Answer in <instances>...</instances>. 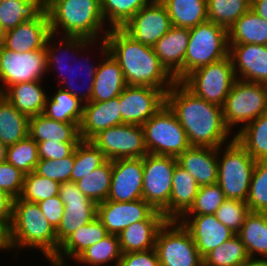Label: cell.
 I'll return each mask as SVG.
<instances>
[{"label":"cell","mask_w":267,"mask_h":266,"mask_svg":"<svg viewBox=\"0 0 267 266\" xmlns=\"http://www.w3.org/2000/svg\"><path fill=\"white\" fill-rule=\"evenodd\" d=\"M166 104L184 128L191 147L219 148L235 138L224 122L222 107L196 96L181 81L166 92Z\"/></svg>","instance_id":"obj_1"},{"label":"cell","mask_w":267,"mask_h":266,"mask_svg":"<svg viewBox=\"0 0 267 266\" xmlns=\"http://www.w3.org/2000/svg\"><path fill=\"white\" fill-rule=\"evenodd\" d=\"M105 41L108 52L119 63L127 85L150 86L166 94L176 82L153 47L136 41L122 28H110Z\"/></svg>","instance_id":"obj_2"},{"label":"cell","mask_w":267,"mask_h":266,"mask_svg":"<svg viewBox=\"0 0 267 266\" xmlns=\"http://www.w3.org/2000/svg\"><path fill=\"white\" fill-rule=\"evenodd\" d=\"M43 8L48 14L51 33L56 36L97 41L105 39L110 29L103 27L106 22L100 0H43ZM60 28L63 32L59 31Z\"/></svg>","instance_id":"obj_3"},{"label":"cell","mask_w":267,"mask_h":266,"mask_svg":"<svg viewBox=\"0 0 267 266\" xmlns=\"http://www.w3.org/2000/svg\"><path fill=\"white\" fill-rule=\"evenodd\" d=\"M10 248L14 251L38 249L45 258H53L60 247L56 230L43 215L37 203L14 199ZM18 249V250H17Z\"/></svg>","instance_id":"obj_4"},{"label":"cell","mask_w":267,"mask_h":266,"mask_svg":"<svg viewBox=\"0 0 267 266\" xmlns=\"http://www.w3.org/2000/svg\"><path fill=\"white\" fill-rule=\"evenodd\" d=\"M255 164L256 161L235 138L225 147L218 148L217 184L226 199L247 201Z\"/></svg>","instance_id":"obj_5"},{"label":"cell","mask_w":267,"mask_h":266,"mask_svg":"<svg viewBox=\"0 0 267 266\" xmlns=\"http://www.w3.org/2000/svg\"><path fill=\"white\" fill-rule=\"evenodd\" d=\"M189 43L184 58V78L193 70L228 56V30L212 21L189 29Z\"/></svg>","instance_id":"obj_6"},{"label":"cell","mask_w":267,"mask_h":266,"mask_svg":"<svg viewBox=\"0 0 267 266\" xmlns=\"http://www.w3.org/2000/svg\"><path fill=\"white\" fill-rule=\"evenodd\" d=\"M222 109L224 122L231 132L240 125L236 135L249 122L267 112V85L236 79Z\"/></svg>","instance_id":"obj_7"},{"label":"cell","mask_w":267,"mask_h":266,"mask_svg":"<svg viewBox=\"0 0 267 266\" xmlns=\"http://www.w3.org/2000/svg\"><path fill=\"white\" fill-rule=\"evenodd\" d=\"M148 153L178 157L191 146L174 112L164 104L143 125Z\"/></svg>","instance_id":"obj_8"},{"label":"cell","mask_w":267,"mask_h":266,"mask_svg":"<svg viewBox=\"0 0 267 266\" xmlns=\"http://www.w3.org/2000/svg\"><path fill=\"white\" fill-rule=\"evenodd\" d=\"M235 81L234 68L228 55L193 70L181 82L196 96L222 107Z\"/></svg>","instance_id":"obj_9"},{"label":"cell","mask_w":267,"mask_h":266,"mask_svg":"<svg viewBox=\"0 0 267 266\" xmlns=\"http://www.w3.org/2000/svg\"><path fill=\"white\" fill-rule=\"evenodd\" d=\"M155 250L160 266H203L195 242L179 220H167L160 228Z\"/></svg>","instance_id":"obj_10"},{"label":"cell","mask_w":267,"mask_h":266,"mask_svg":"<svg viewBox=\"0 0 267 266\" xmlns=\"http://www.w3.org/2000/svg\"><path fill=\"white\" fill-rule=\"evenodd\" d=\"M177 164L173 156L148 153L143 157L142 199L156 211L162 212L169 204Z\"/></svg>","instance_id":"obj_11"},{"label":"cell","mask_w":267,"mask_h":266,"mask_svg":"<svg viewBox=\"0 0 267 266\" xmlns=\"http://www.w3.org/2000/svg\"><path fill=\"white\" fill-rule=\"evenodd\" d=\"M46 72L45 47L25 53L15 52L4 46L0 48V93L17 83L43 80Z\"/></svg>","instance_id":"obj_12"},{"label":"cell","mask_w":267,"mask_h":266,"mask_svg":"<svg viewBox=\"0 0 267 266\" xmlns=\"http://www.w3.org/2000/svg\"><path fill=\"white\" fill-rule=\"evenodd\" d=\"M90 141L107 160L143 158L148 154L142 125L122 124L109 127Z\"/></svg>","instance_id":"obj_13"},{"label":"cell","mask_w":267,"mask_h":266,"mask_svg":"<svg viewBox=\"0 0 267 266\" xmlns=\"http://www.w3.org/2000/svg\"><path fill=\"white\" fill-rule=\"evenodd\" d=\"M97 219L108 234L118 235L132 223L142 220H168L162 212L154 210L144 199L132 202L106 200L97 204Z\"/></svg>","instance_id":"obj_14"},{"label":"cell","mask_w":267,"mask_h":266,"mask_svg":"<svg viewBox=\"0 0 267 266\" xmlns=\"http://www.w3.org/2000/svg\"><path fill=\"white\" fill-rule=\"evenodd\" d=\"M59 196L65 211L56 229L57 240L61 244L71 233L97 217V204L81 193L72 181L60 183Z\"/></svg>","instance_id":"obj_15"},{"label":"cell","mask_w":267,"mask_h":266,"mask_svg":"<svg viewBox=\"0 0 267 266\" xmlns=\"http://www.w3.org/2000/svg\"><path fill=\"white\" fill-rule=\"evenodd\" d=\"M119 102L122 124L143 125L166 104V94L150 86L127 85Z\"/></svg>","instance_id":"obj_16"},{"label":"cell","mask_w":267,"mask_h":266,"mask_svg":"<svg viewBox=\"0 0 267 266\" xmlns=\"http://www.w3.org/2000/svg\"><path fill=\"white\" fill-rule=\"evenodd\" d=\"M171 26L165 5L160 0H153L121 28L136 41L153 47L170 30Z\"/></svg>","instance_id":"obj_17"},{"label":"cell","mask_w":267,"mask_h":266,"mask_svg":"<svg viewBox=\"0 0 267 266\" xmlns=\"http://www.w3.org/2000/svg\"><path fill=\"white\" fill-rule=\"evenodd\" d=\"M143 158L112 161L111 187L107 200L132 202L142 199Z\"/></svg>","instance_id":"obj_18"},{"label":"cell","mask_w":267,"mask_h":266,"mask_svg":"<svg viewBox=\"0 0 267 266\" xmlns=\"http://www.w3.org/2000/svg\"><path fill=\"white\" fill-rule=\"evenodd\" d=\"M50 34L48 14L42 7L29 20L5 31L3 46L18 53L39 50L45 47Z\"/></svg>","instance_id":"obj_19"},{"label":"cell","mask_w":267,"mask_h":266,"mask_svg":"<svg viewBox=\"0 0 267 266\" xmlns=\"http://www.w3.org/2000/svg\"><path fill=\"white\" fill-rule=\"evenodd\" d=\"M236 79L267 85V46L229 44Z\"/></svg>","instance_id":"obj_20"},{"label":"cell","mask_w":267,"mask_h":266,"mask_svg":"<svg viewBox=\"0 0 267 266\" xmlns=\"http://www.w3.org/2000/svg\"><path fill=\"white\" fill-rule=\"evenodd\" d=\"M179 221L189 231L202 258L235 235L215 214L183 215Z\"/></svg>","instance_id":"obj_21"},{"label":"cell","mask_w":267,"mask_h":266,"mask_svg":"<svg viewBox=\"0 0 267 266\" xmlns=\"http://www.w3.org/2000/svg\"><path fill=\"white\" fill-rule=\"evenodd\" d=\"M98 61L94 77L92 101L103 102L119 96L127 86L119 63L110 55L105 39H101Z\"/></svg>","instance_id":"obj_22"},{"label":"cell","mask_w":267,"mask_h":266,"mask_svg":"<svg viewBox=\"0 0 267 266\" xmlns=\"http://www.w3.org/2000/svg\"><path fill=\"white\" fill-rule=\"evenodd\" d=\"M118 125H122L119 96L108 101H91L83 104L79 124L81 140L90 141L100 131Z\"/></svg>","instance_id":"obj_23"},{"label":"cell","mask_w":267,"mask_h":266,"mask_svg":"<svg viewBox=\"0 0 267 266\" xmlns=\"http://www.w3.org/2000/svg\"><path fill=\"white\" fill-rule=\"evenodd\" d=\"M189 38L188 28L172 25L153 46L156 56L176 81L184 79V58Z\"/></svg>","instance_id":"obj_24"},{"label":"cell","mask_w":267,"mask_h":266,"mask_svg":"<svg viewBox=\"0 0 267 266\" xmlns=\"http://www.w3.org/2000/svg\"><path fill=\"white\" fill-rule=\"evenodd\" d=\"M177 162L199 186L218 181V148L190 147L177 157Z\"/></svg>","instance_id":"obj_25"},{"label":"cell","mask_w":267,"mask_h":266,"mask_svg":"<svg viewBox=\"0 0 267 266\" xmlns=\"http://www.w3.org/2000/svg\"><path fill=\"white\" fill-rule=\"evenodd\" d=\"M199 187L194 177L177 164L173 172L169 204L162 214L168 220H179L193 205Z\"/></svg>","instance_id":"obj_26"},{"label":"cell","mask_w":267,"mask_h":266,"mask_svg":"<svg viewBox=\"0 0 267 266\" xmlns=\"http://www.w3.org/2000/svg\"><path fill=\"white\" fill-rule=\"evenodd\" d=\"M42 81L44 80L11 85L1 95L28 117L43 114L48 95L41 86Z\"/></svg>","instance_id":"obj_27"},{"label":"cell","mask_w":267,"mask_h":266,"mask_svg":"<svg viewBox=\"0 0 267 266\" xmlns=\"http://www.w3.org/2000/svg\"><path fill=\"white\" fill-rule=\"evenodd\" d=\"M28 135L36 142L58 141L79 143L81 141L78 123L56 121L44 114L29 117Z\"/></svg>","instance_id":"obj_28"},{"label":"cell","mask_w":267,"mask_h":266,"mask_svg":"<svg viewBox=\"0 0 267 266\" xmlns=\"http://www.w3.org/2000/svg\"><path fill=\"white\" fill-rule=\"evenodd\" d=\"M106 235H108L106 228L96 217L91 223L85 224L71 233L60 244L53 259L61 262H67L69 258L75 260L85 249L99 242Z\"/></svg>","instance_id":"obj_29"},{"label":"cell","mask_w":267,"mask_h":266,"mask_svg":"<svg viewBox=\"0 0 267 266\" xmlns=\"http://www.w3.org/2000/svg\"><path fill=\"white\" fill-rule=\"evenodd\" d=\"M166 221L142 220L127 226L118 234L122 253L154 249L157 234Z\"/></svg>","instance_id":"obj_30"},{"label":"cell","mask_w":267,"mask_h":266,"mask_svg":"<svg viewBox=\"0 0 267 266\" xmlns=\"http://www.w3.org/2000/svg\"><path fill=\"white\" fill-rule=\"evenodd\" d=\"M250 259L267 260V213L250 211L237 233ZM260 255V258L259 256ZM258 256V258H257Z\"/></svg>","instance_id":"obj_31"},{"label":"cell","mask_w":267,"mask_h":266,"mask_svg":"<svg viewBox=\"0 0 267 266\" xmlns=\"http://www.w3.org/2000/svg\"><path fill=\"white\" fill-rule=\"evenodd\" d=\"M228 44L267 46V21L250 8L228 29Z\"/></svg>","instance_id":"obj_32"},{"label":"cell","mask_w":267,"mask_h":266,"mask_svg":"<svg viewBox=\"0 0 267 266\" xmlns=\"http://www.w3.org/2000/svg\"><path fill=\"white\" fill-rule=\"evenodd\" d=\"M28 132L29 117L0 94V141L10 146L26 138Z\"/></svg>","instance_id":"obj_33"},{"label":"cell","mask_w":267,"mask_h":266,"mask_svg":"<svg viewBox=\"0 0 267 266\" xmlns=\"http://www.w3.org/2000/svg\"><path fill=\"white\" fill-rule=\"evenodd\" d=\"M166 7L171 25L193 28L208 20L206 0H160Z\"/></svg>","instance_id":"obj_34"},{"label":"cell","mask_w":267,"mask_h":266,"mask_svg":"<svg viewBox=\"0 0 267 266\" xmlns=\"http://www.w3.org/2000/svg\"><path fill=\"white\" fill-rule=\"evenodd\" d=\"M82 112L83 103L68 91L58 87L52 97L48 94L43 114L56 121L80 124Z\"/></svg>","instance_id":"obj_35"},{"label":"cell","mask_w":267,"mask_h":266,"mask_svg":"<svg viewBox=\"0 0 267 266\" xmlns=\"http://www.w3.org/2000/svg\"><path fill=\"white\" fill-rule=\"evenodd\" d=\"M235 139L255 160H267V112L249 122Z\"/></svg>","instance_id":"obj_36"},{"label":"cell","mask_w":267,"mask_h":266,"mask_svg":"<svg viewBox=\"0 0 267 266\" xmlns=\"http://www.w3.org/2000/svg\"><path fill=\"white\" fill-rule=\"evenodd\" d=\"M121 256L118 235L108 234L85 249L74 261L84 266H109L107 263L116 261L114 266H119Z\"/></svg>","instance_id":"obj_37"},{"label":"cell","mask_w":267,"mask_h":266,"mask_svg":"<svg viewBox=\"0 0 267 266\" xmlns=\"http://www.w3.org/2000/svg\"><path fill=\"white\" fill-rule=\"evenodd\" d=\"M112 160H106L101 166L75 182L78 189L96 204L107 200L111 187Z\"/></svg>","instance_id":"obj_38"},{"label":"cell","mask_w":267,"mask_h":266,"mask_svg":"<svg viewBox=\"0 0 267 266\" xmlns=\"http://www.w3.org/2000/svg\"><path fill=\"white\" fill-rule=\"evenodd\" d=\"M55 36H56L55 34L51 33L49 35L47 42H46V45H45L46 53H47V68L68 66L66 63L68 61V58L66 59L65 55H67L69 53L74 55L73 52L76 55L77 54L79 55V53L81 55V52H86V49L89 50L92 45L95 47V45L97 44L96 42H98V40L97 41H90V40L80 38V37H70V36H62L61 37L59 35L57 36V39H59V40L56 41ZM53 38L55 39V43L57 42L58 44L57 43L55 44L53 41H51ZM51 42H53V43H51ZM52 44H54V45H52ZM66 50H67V54H65V55L62 54V53H65ZM58 51L60 52V54H58L59 53ZM68 51H69V53H68ZM63 60H64V62H63Z\"/></svg>","instance_id":"obj_39"},{"label":"cell","mask_w":267,"mask_h":266,"mask_svg":"<svg viewBox=\"0 0 267 266\" xmlns=\"http://www.w3.org/2000/svg\"><path fill=\"white\" fill-rule=\"evenodd\" d=\"M249 260L244 243L235 234L210 251L203 258V266H240Z\"/></svg>","instance_id":"obj_40"},{"label":"cell","mask_w":267,"mask_h":266,"mask_svg":"<svg viewBox=\"0 0 267 266\" xmlns=\"http://www.w3.org/2000/svg\"><path fill=\"white\" fill-rule=\"evenodd\" d=\"M43 7V0H4L0 3V25L5 31L29 20Z\"/></svg>","instance_id":"obj_41"},{"label":"cell","mask_w":267,"mask_h":266,"mask_svg":"<svg viewBox=\"0 0 267 266\" xmlns=\"http://www.w3.org/2000/svg\"><path fill=\"white\" fill-rule=\"evenodd\" d=\"M208 20L227 30L251 8V0H206Z\"/></svg>","instance_id":"obj_42"},{"label":"cell","mask_w":267,"mask_h":266,"mask_svg":"<svg viewBox=\"0 0 267 266\" xmlns=\"http://www.w3.org/2000/svg\"><path fill=\"white\" fill-rule=\"evenodd\" d=\"M153 0H100L103 19L109 28H121Z\"/></svg>","instance_id":"obj_43"},{"label":"cell","mask_w":267,"mask_h":266,"mask_svg":"<svg viewBox=\"0 0 267 266\" xmlns=\"http://www.w3.org/2000/svg\"><path fill=\"white\" fill-rule=\"evenodd\" d=\"M105 155L91 141L81 140L75 148V163L71 181L77 182L106 161Z\"/></svg>","instance_id":"obj_44"},{"label":"cell","mask_w":267,"mask_h":266,"mask_svg":"<svg viewBox=\"0 0 267 266\" xmlns=\"http://www.w3.org/2000/svg\"><path fill=\"white\" fill-rule=\"evenodd\" d=\"M6 161L18 168L25 175L35 171L38 157V145L28 135L19 142L7 146Z\"/></svg>","instance_id":"obj_45"},{"label":"cell","mask_w":267,"mask_h":266,"mask_svg":"<svg viewBox=\"0 0 267 266\" xmlns=\"http://www.w3.org/2000/svg\"><path fill=\"white\" fill-rule=\"evenodd\" d=\"M60 183L40 176L35 171L25 175L20 199L38 203L59 195Z\"/></svg>","instance_id":"obj_46"},{"label":"cell","mask_w":267,"mask_h":266,"mask_svg":"<svg viewBox=\"0 0 267 266\" xmlns=\"http://www.w3.org/2000/svg\"><path fill=\"white\" fill-rule=\"evenodd\" d=\"M246 203L250 211L267 213V160L256 161Z\"/></svg>","instance_id":"obj_47"},{"label":"cell","mask_w":267,"mask_h":266,"mask_svg":"<svg viewBox=\"0 0 267 266\" xmlns=\"http://www.w3.org/2000/svg\"><path fill=\"white\" fill-rule=\"evenodd\" d=\"M86 61V60H85ZM88 62V61H87ZM84 63H86V62H84ZM86 64H88V63H86ZM81 65H83V64H81ZM97 66H98V64L97 65H90V63L88 64V65H86V66H84L83 67V69H85L86 71V75H88V81L87 82H89L87 85H88V87H83V88H87V90H86V92H85V90H82L83 92H81V90L80 89H78V86L75 88V84H74V80L75 79H77V77H78V75H77V73H78V71H74V69H72V70H70V68H65V66L64 67H51V68H47V71H55L56 70V72H57V74L59 73V84H58V87L59 88H61V89H63V90H65V91H68L70 94H72L74 97H77L80 101H81V103H83V104H86V103H88V102H91L92 101V91H93V83H94V77H95V75H96V69H97ZM69 67V66H68ZM80 68H81V66H79ZM78 67V70L80 69ZM53 69V70H52ZM64 70V71H63ZM65 71H67L68 73H66L65 75H67V74H69L70 75V73L72 74V76H73V78H74V80L73 79H71V77L70 78H67V77H65L64 75H63V72L65 73ZM80 71V70H79ZM77 72V73H76ZM75 73V74H74ZM80 73V72H79ZM64 76V77H63ZM69 77V76H68ZM81 77V76H80ZM79 78V77H78ZM85 78H86V76H85ZM73 81V82H72ZM87 82H85L84 84H85V86H87L86 85V83ZM83 83V82H82ZM60 84H61V86H60ZM82 88V87H81Z\"/></svg>","instance_id":"obj_48"},{"label":"cell","mask_w":267,"mask_h":266,"mask_svg":"<svg viewBox=\"0 0 267 266\" xmlns=\"http://www.w3.org/2000/svg\"><path fill=\"white\" fill-rule=\"evenodd\" d=\"M225 200L224 192L217 183L200 186L193 205L184 215L215 214Z\"/></svg>","instance_id":"obj_49"},{"label":"cell","mask_w":267,"mask_h":266,"mask_svg":"<svg viewBox=\"0 0 267 266\" xmlns=\"http://www.w3.org/2000/svg\"><path fill=\"white\" fill-rule=\"evenodd\" d=\"M75 163V151L59 160L39 159L35 172L50 180L63 183L71 181V172Z\"/></svg>","instance_id":"obj_50"},{"label":"cell","mask_w":267,"mask_h":266,"mask_svg":"<svg viewBox=\"0 0 267 266\" xmlns=\"http://www.w3.org/2000/svg\"><path fill=\"white\" fill-rule=\"evenodd\" d=\"M250 212L245 201L226 199L215 213L216 218L235 234L240 231Z\"/></svg>","instance_id":"obj_51"},{"label":"cell","mask_w":267,"mask_h":266,"mask_svg":"<svg viewBox=\"0 0 267 266\" xmlns=\"http://www.w3.org/2000/svg\"><path fill=\"white\" fill-rule=\"evenodd\" d=\"M25 174L7 161L0 163V190L14 199L19 198Z\"/></svg>","instance_id":"obj_52"},{"label":"cell","mask_w":267,"mask_h":266,"mask_svg":"<svg viewBox=\"0 0 267 266\" xmlns=\"http://www.w3.org/2000/svg\"><path fill=\"white\" fill-rule=\"evenodd\" d=\"M78 144L49 140L38 142V157L39 159L59 160L70 156Z\"/></svg>","instance_id":"obj_53"},{"label":"cell","mask_w":267,"mask_h":266,"mask_svg":"<svg viewBox=\"0 0 267 266\" xmlns=\"http://www.w3.org/2000/svg\"><path fill=\"white\" fill-rule=\"evenodd\" d=\"M119 266H160V263L154 248L139 252L122 253Z\"/></svg>","instance_id":"obj_54"},{"label":"cell","mask_w":267,"mask_h":266,"mask_svg":"<svg viewBox=\"0 0 267 266\" xmlns=\"http://www.w3.org/2000/svg\"><path fill=\"white\" fill-rule=\"evenodd\" d=\"M43 212V215L49 223L55 228L60 225L62 216L64 214V203L61 201L59 195L45 199L37 203Z\"/></svg>","instance_id":"obj_55"},{"label":"cell","mask_w":267,"mask_h":266,"mask_svg":"<svg viewBox=\"0 0 267 266\" xmlns=\"http://www.w3.org/2000/svg\"><path fill=\"white\" fill-rule=\"evenodd\" d=\"M14 198L0 190V223L8 230L12 224Z\"/></svg>","instance_id":"obj_56"},{"label":"cell","mask_w":267,"mask_h":266,"mask_svg":"<svg viewBox=\"0 0 267 266\" xmlns=\"http://www.w3.org/2000/svg\"><path fill=\"white\" fill-rule=\"evenodd\" d=\"M251 9L267 21V0H251Z\"/></svg>","instance_id":"obj_57"},{"label":"cell","mask_w":267,"mask_h":266,"mask_svg":"<svg viewBox=\"0 0 267 266\" xmlns=\"http://www.w3.org/2000/svg\"><path fill=\"white\" fill-rule=\"evenodd\" d=\"M12 251L9 243V230L0 223V251Z\"/></svg>","instance_id":"obj_58"},{"label":"cell","mask_w":267,"mask_h":266,"mask_svg":"<svg viewBox=\"0 0 267 266\" xmlns=\"http://www.w3.org/2000/svg\"><path fill=\"white\" fill-rule=\"evenodd\" d=\"M240 266H267V260L263 259H250L248 262Z\"/></svg>","instance_id":"obj_59"},{"label":"cell","mask_w":267,"mask_h":266,"mask_svg":"<svg viewBox=\"0 0 267 266\" xmlns=\"http://www.w3.org/2000/svg\"><path fill=\"white\" fill-rule=\"evenodd\" d=\"M6 156H7V146L0 141V163L6 161Z\"/></svg>","instance_id":"obj_60"},{"label":"cell","mask_w":267,"mask_h":266,"mask_svg":"<svg viewBox=\"0 0 267 266\" xmlns=\"http://www.w3.org/2000/svg\"><path fill=\"white\" fill-rule=\"evenodd\" d=\"M46 260L49 261V264H51V266H68V264L66 265V262H61L53 258H47Z\"/></svg>","instance_id":"obj_61"},{"label":"cell","mask_w":267,"mask_h":266,"mask_svg":"<svg viewBox=\"0 0 267 266\" xmlns=\"http://www.w3.org/2000/svg\"><path fill=\"white\" fill-rule=\"evenodd\" d=\"M5 30L0 25V48L4 45Z\"/></svg>","instance_id":"obj_62"}]
</instances>
